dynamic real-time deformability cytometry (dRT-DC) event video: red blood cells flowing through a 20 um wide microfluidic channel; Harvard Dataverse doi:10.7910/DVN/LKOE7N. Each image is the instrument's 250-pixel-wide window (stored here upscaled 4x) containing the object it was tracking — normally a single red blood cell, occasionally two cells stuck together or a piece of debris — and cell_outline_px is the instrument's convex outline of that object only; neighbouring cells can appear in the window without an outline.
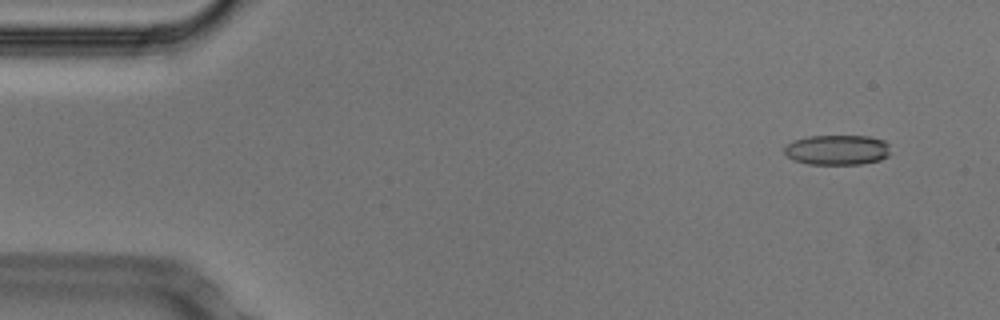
{"species": "Egyptian fruit bat (a non-hibernating species)", "species_latin": "Rousettus aegyptiacus", "temperature_condition": "cold", "stored_images_in_passage": 53, "camera_frame_rate_fps": 3000, "um_per_image_px": 0.085, "animal": {"sex": "male"}, "frame": {"image": 1, "passage_image": 4, "time_ms": 1.0, "image_size_px": [1000, 320], "cell_outline_px": [[888, 156], [880, 160], [860, 164], [808, 164], [792, 160], [784, 152], [784, 148], [792, 140], [808, 136], [868, 136], [884, 140], [888, 144]], "centroid_in_image_um": [71.14, 12.74], "position_along_channel_um": 13.9, "area_um2": 18.61}}
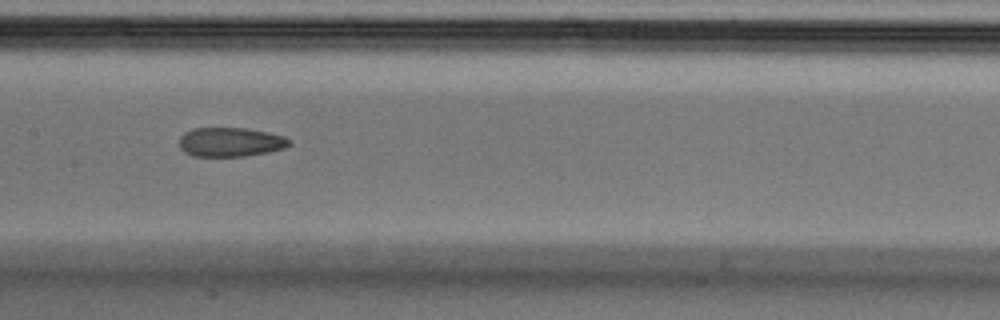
{"frame": {"image": 2, "passage_image": 26, "time_ms": 8.333, "image_size_px": [1000, 320], "cell_outline_px": [[292, 144], [284, 148], [268, 152], [244, 156], [192, 156], [184, 152], [180, 148], [180, 136], [184, 132], [192, 128], [248, 128], [268, 132], [284, 136], [292, 140]], "centroid_in_image_um": [19.6, 12.07], "position_along_channel_um": 187.8, "area_um2": 18.9}}
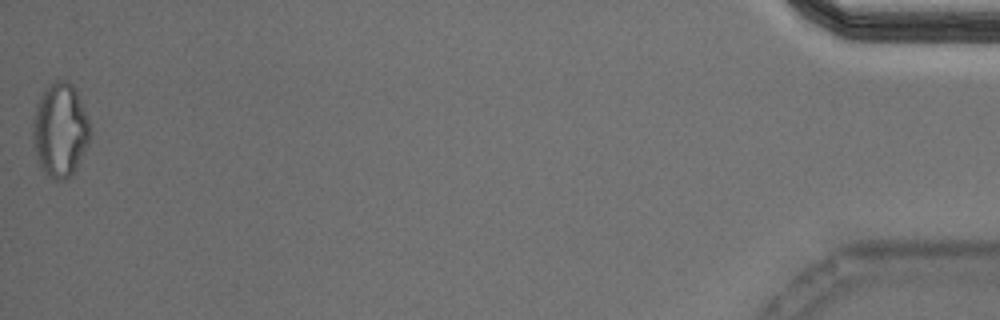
{"frame": {"image": 3, "passage_image": 53, "time_ms": 17.333, "image_size_px": [1000, 320], "cell_outline_px": [[92, 136], [88, 144], [68, 180], [56, 180], [48, 176], [40, 168], [32, 144], [32, 120], [36, 104], [40, 96], [56, 80], [68, 80], [72, 84], [80, 100], [88, 120], [92, 132]], "centroid_in_image_um": [5.09, 11.08], "position_along_channel_um": 430.1, "area_um2": 31.39}, "authors_computed_cell_mechanics": {"area_um2": 19.8254, "velocity_mm_per_s": 3.7677, "shape_relaxation_time_tau1_ms": null, "shape_relaxation_time_tau2_ms": 4.9205, "deformation_change_tau1": null, "deformation_change_tau2": 0.1308}}